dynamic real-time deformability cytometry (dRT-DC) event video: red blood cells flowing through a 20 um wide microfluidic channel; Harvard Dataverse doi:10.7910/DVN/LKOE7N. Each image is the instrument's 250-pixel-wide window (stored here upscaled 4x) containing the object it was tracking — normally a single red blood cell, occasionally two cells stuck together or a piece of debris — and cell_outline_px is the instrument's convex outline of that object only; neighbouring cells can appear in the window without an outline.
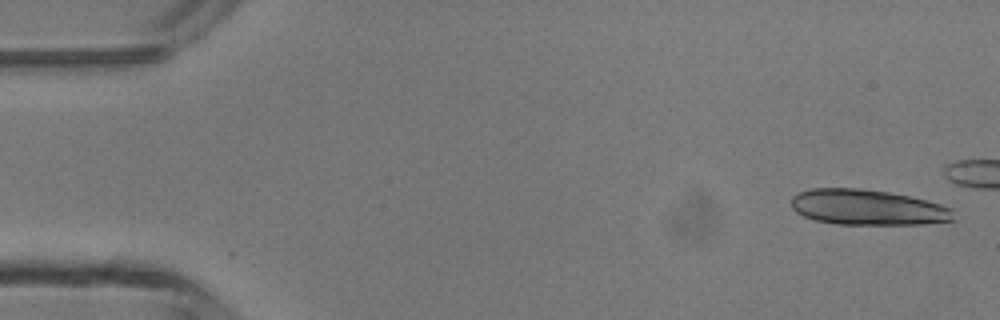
{"species": "common noctule bat (a hibernating species)", "species_latin": "Nyctalus noctula", "temperature_condition": "room temperature", "stored_images_in_passage": 6, "camera_frame_rate_fps": 3000, "um_per_image_px": 0.085, "animal": {"sex": "male", "body_mass_g": 13.3}, "frame": {"image": 1, "passage_image": 1, "time_ms": 0.0, "image_size_px": [1000, 320], "cell_outline_px": [[956, 220], [924, 224], [836, 224], [816, 220], [804, 216], [796, 212], [792, 208], [792, 196], [800, 192], [812, 188], [860, 188], [888, 192], [908, 196], [940, 204], [952, 208]], "centroid_in_image_um": [73.76, 17.63], "position_along_channel_um": 11.2, "area_um2": 33.52}}
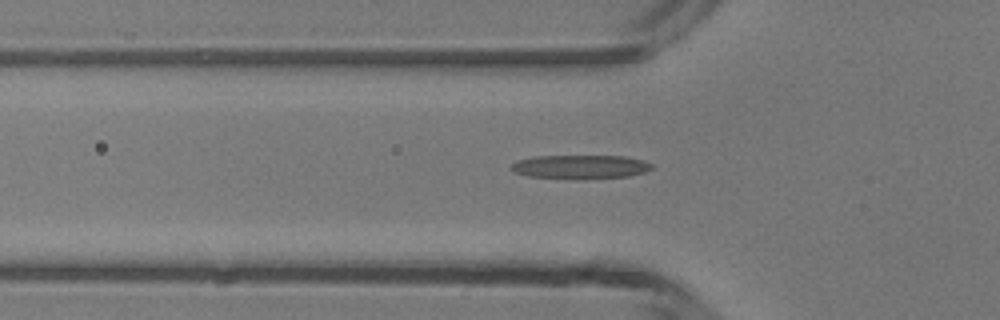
{"frame": {"image": 2, "passage_image": 6, "time_ms": 6.0, "image_size_px": [1000, 320], "cell_outline_px": [[652, 168], [644, 172], [628, 176], [580, 180], [528, 176], [512, 172], [508, 168], [516, 160], [532, 156], [624, 156], [644, 160], [652, 164]], "centroid_in_image_um": [49.27, 14.19], "position_along_channel_um": 76.5, "area_um2": 19.94}}